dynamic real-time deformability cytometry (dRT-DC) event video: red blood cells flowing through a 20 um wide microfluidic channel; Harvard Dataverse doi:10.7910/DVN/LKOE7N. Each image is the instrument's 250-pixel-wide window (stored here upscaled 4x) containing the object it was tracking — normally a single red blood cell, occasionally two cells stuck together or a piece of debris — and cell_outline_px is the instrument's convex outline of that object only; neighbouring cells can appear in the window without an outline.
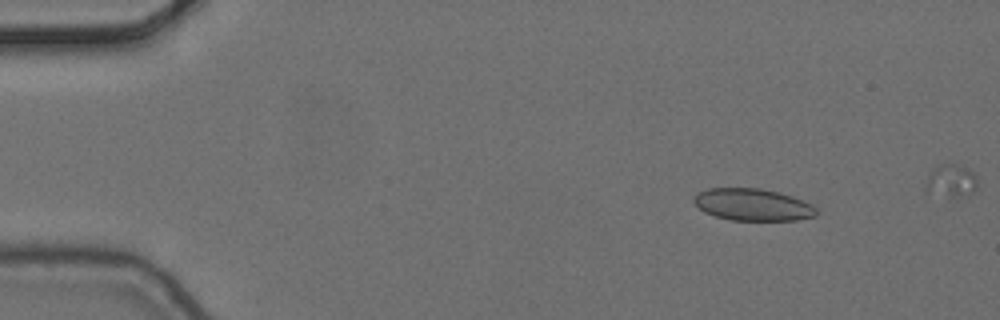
{"species": "common noctule bat (a hibernating species)", "species_latin": "Nyctalus noctula", "temperature_condition": "cold", "stored_images_in_passage": 5, "camera_frame_rate_fps": 3000, "um_per_image_px": 0.085, "animal": {"sex": "female", "body_mass_g": 24.6, "forearm_length_mm": 56.2}, "frame": {"image": 1, "passage_image": 2, "time_ms": 0.333, "image_size_px": [1000, 320], "cell_outline_px": [[820, 212], [816, 216], [796, 220], [728, 220], [704, 212], [692, 200], [692, 196], [708, 188], [760, 188], [780, 192], [792, 196], [812, 204]], "centroid_in_image_um": [64.0, 17.39], "position_along_channel_um": 21.0, "area_um2": 23.06}}